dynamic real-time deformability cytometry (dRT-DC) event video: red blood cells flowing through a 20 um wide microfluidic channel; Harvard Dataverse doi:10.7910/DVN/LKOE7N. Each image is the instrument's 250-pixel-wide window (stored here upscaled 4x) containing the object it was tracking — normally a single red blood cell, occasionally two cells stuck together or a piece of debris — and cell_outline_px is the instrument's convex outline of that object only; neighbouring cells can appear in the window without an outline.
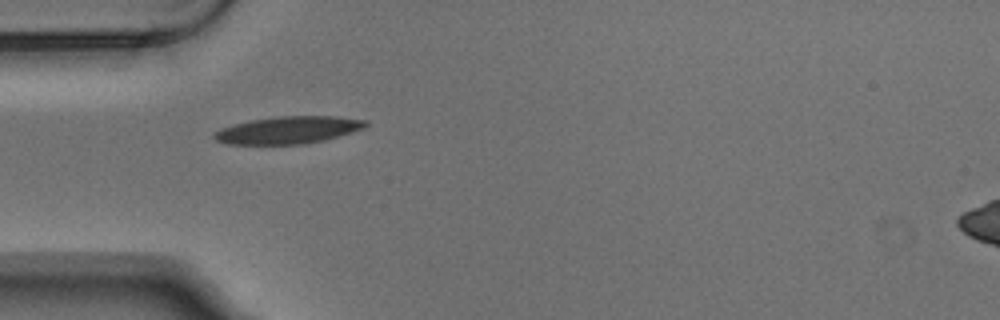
{"species": "Egyptian fruit bat (a non-hibernating species)", "species_latin": "Rousettus aegyptiacus", "temperature_condition": "warm", "stored_images_in_passage": 5, "camera_frame_rate_fps": 3000, "um_per_image_px": 0.085, "animal": {"sex": "male"}, "frame": {"image": 1, "passage_image": 4, "time_ms": 1.0, "image_size_px": [1000, 320], "cell_outline_px": [[368, 124], [364, 128], [352, 132], [324, 140], [304, 144], [228, 144], [216, 140], [212, 136], [220, 128], [252, 120], [280, 116], [336, 116], [368, 120]], "centroid_in_image_um": [24.53, 11.05], "position_along_channel_um": 60.5, "area_um2": 23.93}}
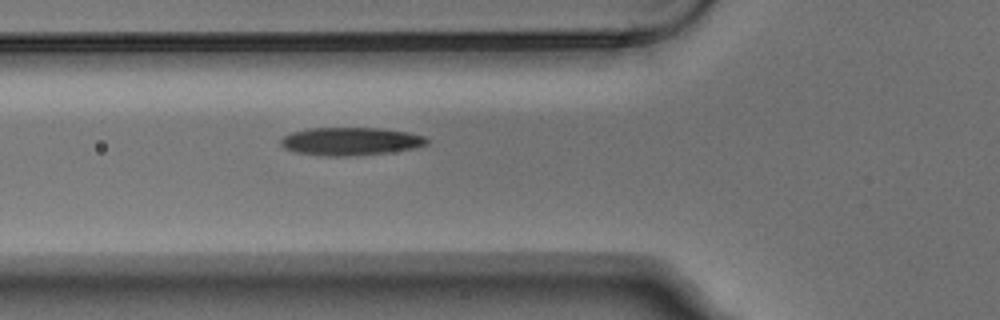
{"frame": {"image": 2, "passage_image": 5, "time_ms": 1.333, "image_size_px": [1000, 320], "cell_outline_px": [[428, 144], [416, 148], [388, 152], [348, 156], [320, 156], [296, 152], [284, 148], [280, 144], [280, 140], [284, 136], [292, 132], [308, 128], [380, 128], [408, 132], [424, 136], [428, 140]], "centroid_in_image_um": [29.79, 12.01], "position_along_channel_um": 96.0, "area_um2": 23.87}}